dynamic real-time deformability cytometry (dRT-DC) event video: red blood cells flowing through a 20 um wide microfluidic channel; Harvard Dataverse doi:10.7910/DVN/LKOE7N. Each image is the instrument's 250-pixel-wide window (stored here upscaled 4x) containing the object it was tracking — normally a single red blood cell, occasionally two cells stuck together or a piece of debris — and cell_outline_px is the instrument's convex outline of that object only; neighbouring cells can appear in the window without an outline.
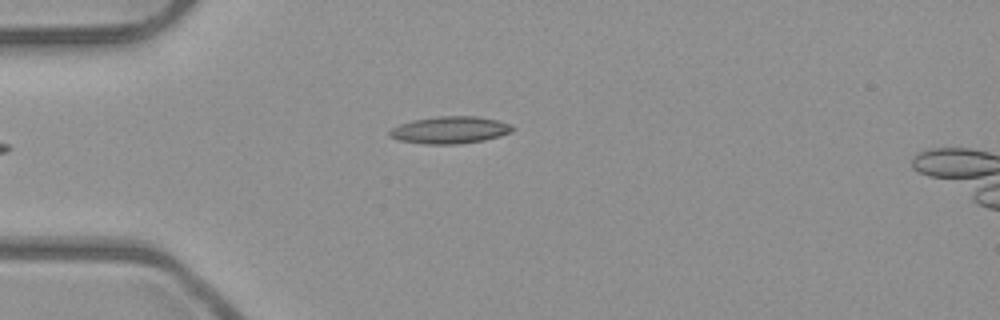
{"species": "common noctule bat (a hibernating species)", "species_latin": "Nyctalus noctula", "temperature_condition": "room temperature", "stored_images_in_passage": 3, "camera_frame_rate_fps": 3000, "um_per_image_px": 0.085, "animal": {"sex": "male", "body_mass_g": 23.1, "forearm_length_mm": 52.7}, "frame": {"image": 1, "passage_image": 3, "time_ms": 0.667, "image_size_px": [1000, 320], "cell_outline_px": [[516, 128], [512, 132], [500, 136], [484, 140], [460, 144], [424, 144], [400, 140], [388, 136], [388, 132], [392, 128], [400, 124], [416, 120], [440, 116], [476, 116], [496, 120], [508, 124]], "centroid_in_image_um": [38.26, 11.06], "position_along_channel_um": 46.7, "area_um2": 19.31}}